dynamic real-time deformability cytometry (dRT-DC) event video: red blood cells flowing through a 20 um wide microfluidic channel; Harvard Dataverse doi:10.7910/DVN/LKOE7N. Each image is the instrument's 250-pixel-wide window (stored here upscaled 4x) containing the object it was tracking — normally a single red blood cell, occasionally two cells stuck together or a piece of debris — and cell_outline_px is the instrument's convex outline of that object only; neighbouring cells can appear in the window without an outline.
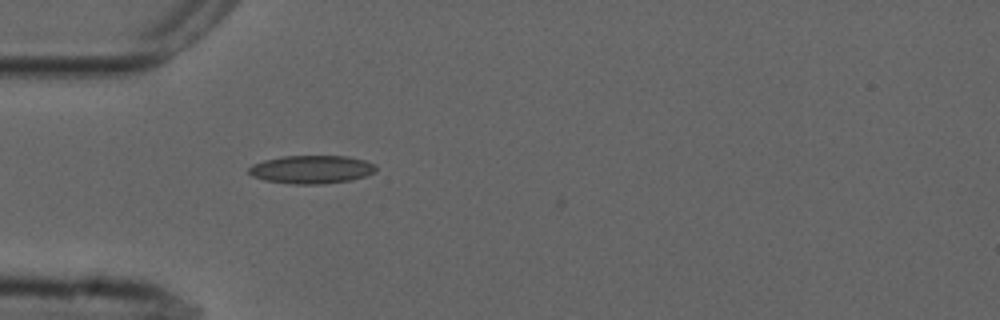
{"species": "common noctule bat (a hibernating species)", "species_latin": "Nyctalus noctula", "temperature_condition": "cold", "stored_images_in_passage": 30, "camera_frame_rate_fps": 3000, "um_per_image_px": 0.085, "animal": {"sex": "male", "forearm_length_mm": 52.5}, "frame": {"image": 1, "passage_image": 1, "time_ms": 0.0, "image_size_px": [1000, 320], "cell_outline_px": [[376, 168], [372, 172], [364, 176], [352, 180], [324, 184], [296, 184], [264, 180], [252, 176], [248, 172], [248, 168], [252, 164], [264, 160], [280, 156], [348, 156], [364, 160], [376, 164]], "centroid_in_image_um": [26.46, 14.4], "position_along_channel_um": 58.5, "area_um2": 20.92}}
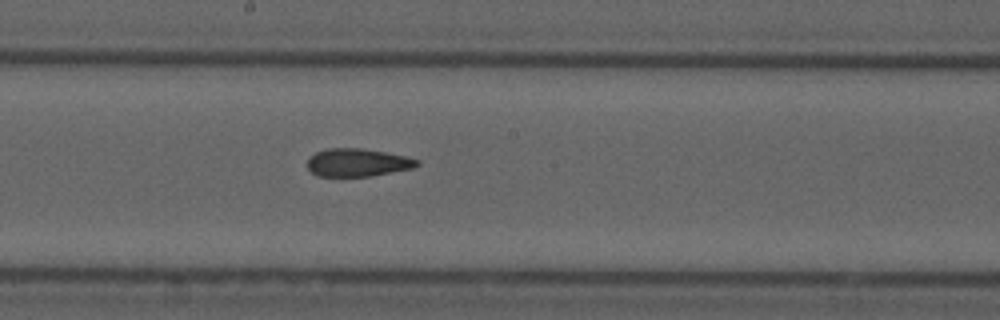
{"frame": {"image": 2, "passage_image": 14, "time_ms": 4.333, "image_size_px": [1000, 320], "cell_outline_px": [[420, 164], [412, 168], [372, 176], [316, 176], [308, 168], [308, 160], [316, 152], [328, 148], [360, 148], [384, 152], [404, 156], [420, 160]], "centroid_in_image_um": [30.4, 13.82], "position_along_channel_um": 217.8, "area_um2": 17.69}}
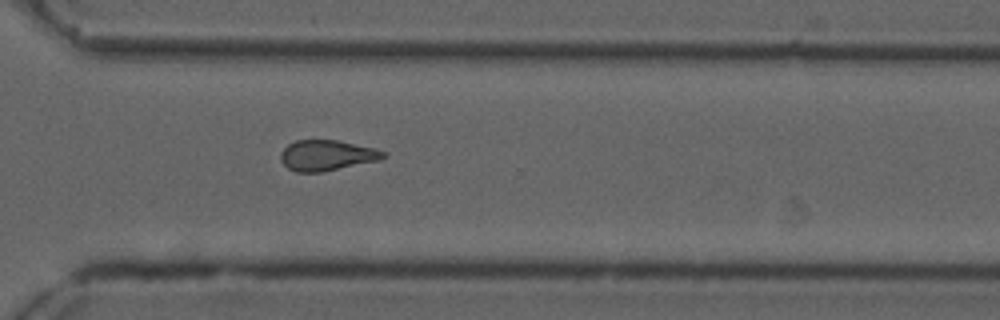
{"frame": {"image": 3, "passage_image": 24, "time_ms": 7.667, "image_size_px": [1000, 320], "cell_outline_px": [[388, 156], [380, 160], [320, 172], [296, 172], [288, 168], [280, 160], [280, 152], [288, 144], [296, 140], [336, 140], [376, 148], [384, 152]], "centroid_in_image_um": [27.77, 13.2], "position_along_channel_um": 342.8, "area_um2": 18.26}, "authors_computed_cell_mechanics": {"area_um2": 18.5538, "velocity_mm_per_s": 3.7573, "shape_relaxation_time_tau1_ms": null, "shape_relaxation_time_tau2_ms": 2.8955, "deformation_change_tau1": null, "deformation_change_tau2": 0.1107}}